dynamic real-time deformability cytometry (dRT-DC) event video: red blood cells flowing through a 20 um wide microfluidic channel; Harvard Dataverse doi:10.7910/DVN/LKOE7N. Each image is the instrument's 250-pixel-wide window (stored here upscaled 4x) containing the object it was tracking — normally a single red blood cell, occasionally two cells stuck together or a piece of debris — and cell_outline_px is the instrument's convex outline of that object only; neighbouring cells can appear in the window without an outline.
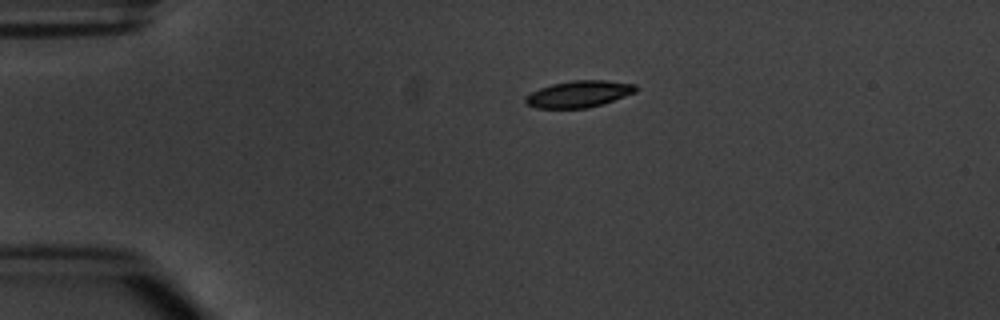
{"species": "common noctule bat (a hibernating species)", "species_latin": "Nyctalus noctula", "temperature_condition": "warm", "stored_images_in_passage": 2, "camera_frame_rate_fps": 3000, "um_per_image_px": 0.085, "animal": {"sex": "male", "body_mass_g": 20.1, "forearm_length_mm": 53.5}, "frame": {"image": 1, "passage_image": 1, "time_ms": 0.0, "image_size_px": [1000, 320], "cell_outline_px": [[636, 92], [588, 108], [536, 108], [528, 104], [524, 100], [524, 96], [540, 88], [552, 84], [572, 80], [604, 80], [636, 84]], "centroid_in_image_um": [49.18, 7.98], "position_along_channel_um": 35.8, "area_um2": 16.94}}